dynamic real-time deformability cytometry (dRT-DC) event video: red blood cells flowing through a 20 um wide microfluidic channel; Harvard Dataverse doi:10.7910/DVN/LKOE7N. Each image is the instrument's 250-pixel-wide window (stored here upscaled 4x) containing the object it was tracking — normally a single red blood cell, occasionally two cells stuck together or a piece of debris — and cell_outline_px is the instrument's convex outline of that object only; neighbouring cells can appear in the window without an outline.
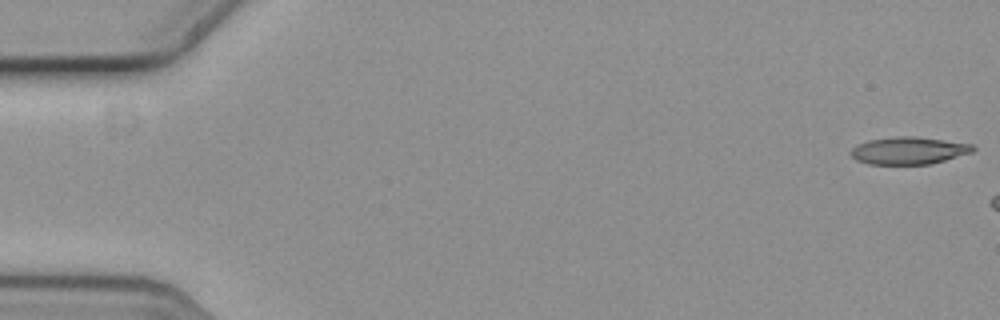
{"species": "common noctule bat (a hibernating species)", "species_latin": "Nyctalus noctula", "temperature_condition": "cold", "stored_images_in_passage": 5, "camera_frame_rate_fps": 3000, "um_per_image_px": 0.085, "animal": {"sex": "female", "body_mass_g": 19.3, "forearm_length_mm": 54.1}, "frame": {"image": 1, "passage_image": 1, "time_ms": 0.0, "image_size_px": [1000, 320], "cell_outline_px": [[976, 148], [972, 152], [932, 164], [868, 164], [856, 160], [848, 152], [856, 144], [868, 140], [900, 136], [916, 136], [972, 144]], "centroid_in_image_um": [77.21, 12.8], "position_along_channel_um": 7.8, "area_um2": 19.54}}